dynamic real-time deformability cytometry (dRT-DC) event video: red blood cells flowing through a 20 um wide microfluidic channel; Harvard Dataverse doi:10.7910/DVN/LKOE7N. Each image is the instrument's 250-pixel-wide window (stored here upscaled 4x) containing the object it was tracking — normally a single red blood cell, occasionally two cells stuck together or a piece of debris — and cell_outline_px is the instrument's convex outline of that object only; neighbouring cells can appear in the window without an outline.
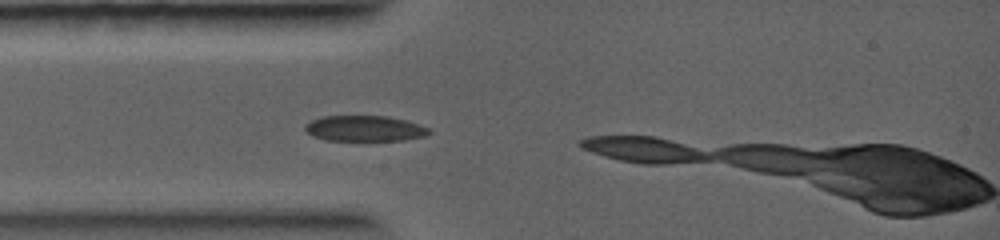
{"species": "common noctule bat (a hibernating species)", "species_latin": "Nyctalus noctula", "temperature_condition": "warm", "stored_images_in_passage": 4, "camera_frame_rate_fps": 5000, "um_per_image_px": 0.085, "animal": {"sex": "female", "body_mass_g": 19.0, "forearm_length_mm": 56.7}, "frame": {"image": 1, "passage_image": 1, "time_ms": 0.0, "image_size_px": [1000, 240], "cell_outline_px": [[432, 132], [424, 136], [404, 140], [324, 140], [312, 136], [304, 128], [304, 124], [312, 120], [324, 116], [388, 116], [404, 120], [428, 128]], "centroid_in_image_um": [30.96, 10.92], "position_along_channel_um": 54.0, "area_um2": 18.38}}